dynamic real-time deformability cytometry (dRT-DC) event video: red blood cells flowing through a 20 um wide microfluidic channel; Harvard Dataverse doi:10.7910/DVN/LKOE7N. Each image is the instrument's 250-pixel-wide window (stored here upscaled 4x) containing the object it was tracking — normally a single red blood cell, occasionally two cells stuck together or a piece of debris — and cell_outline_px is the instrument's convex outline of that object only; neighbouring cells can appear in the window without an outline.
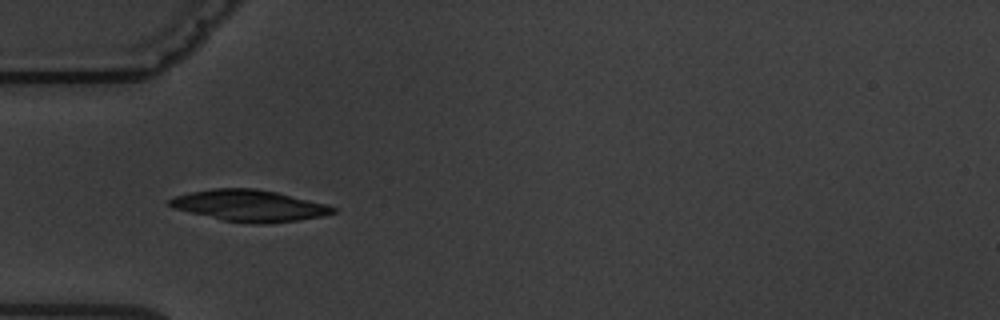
{"species": "common noctule bat (a hibernating species)", "species_latin": "Nyctalus noctula", "temperature_condition": "warm", "stored_images_in_passage": 3, "camera_frame_rate_fps": 3000, "um_per_image_px": 0.085, "animal": {"sex": "male", "body_mass_g": 19.5, "forearm_length_mm": 54.6}, "frame": {"image": 1, "passage_image": 2, "time_ms": 2.0, "image_size_px": [1000, 320], "cell_outline_px": [[336, 212], [324, 216], [296, 220], [264, 224], [256, 224], [224, 220], [172, 208], [168, 204], [168, 200], [172, 196], [212, 188], [252, 188], [276, 192], [324, 204], [336, 208]], "centroid_in_image_um": [21.15, 17.48], "position_along_channel_um": 63.8, "area_um2": 29.59}}